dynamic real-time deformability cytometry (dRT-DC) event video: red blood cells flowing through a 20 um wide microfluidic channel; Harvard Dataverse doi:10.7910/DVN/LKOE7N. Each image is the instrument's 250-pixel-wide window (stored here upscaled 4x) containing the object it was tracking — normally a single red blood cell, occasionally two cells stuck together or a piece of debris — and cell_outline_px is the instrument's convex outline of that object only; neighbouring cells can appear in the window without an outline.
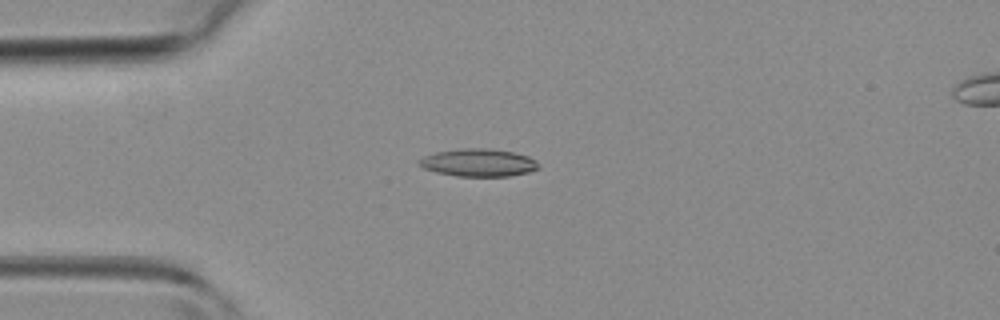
{"species": "common noctule bat (a hibernating species)", "species_latin": "Nyctalus noctula", "temperature_condition": "room temperature", "stored_images_in_passage": 5, "camera_frame_rate_fps": 3000, "um_per_image_px": 0.085, "animal": {"sex": "female", "body_mass_g": 19.3, "forearm_length_mm": 54.1}, "frame": {"image": 1, "passage_image": 4, "time_ms": 3.667, "image_size_px": [1000, 320], "cell_outline_px": [[540, 168], [528, 172], [508, 176], [456, 176], [436, 172], [424, 168], [420, 164], [420, 160], [424, 156], [436, 152], [460, 148], [488, 148], [512, 152], [528, 156], [536, 160], [540, 164]], "centroid_in_image_um": [40.71, 13.82], "position_along_channel_um": 44.3, "area_um2": 19.19}}